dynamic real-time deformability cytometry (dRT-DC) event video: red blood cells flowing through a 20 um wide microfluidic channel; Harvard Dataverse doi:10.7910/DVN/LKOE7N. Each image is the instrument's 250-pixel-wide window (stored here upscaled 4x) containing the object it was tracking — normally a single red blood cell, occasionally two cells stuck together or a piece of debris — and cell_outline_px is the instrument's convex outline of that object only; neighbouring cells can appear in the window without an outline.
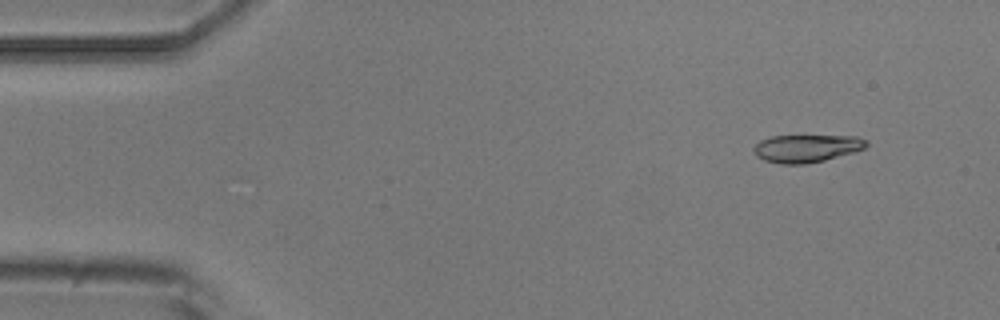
{"species": "common noctule bat (a hibernating species)", "species_latin": "Nyctalus noctula", "temperature_condition": "room temperature", "stored_images_in_passage": 4, "camera_frame_rate_fps": 3000, "um_per_image_px": 0.085, "animal": {"sex": "male", "body_mass_g": 20.5, "forearm_length_mm": 52.5}, "frame": {"image": 1, "passage_image": 1, "time_ms": 0.0, "image_size_px": [1000, 320], "cell_outline_px": [[868, 144], [864, 148], [852, 152], [824, 160], [804, 164], [780, 164], [764, 160], [756, 156], [752, 148], [760, 140], [772, 136], [856, 136], [868, 140]], "centroid_in_image_um": [68.53, 12.6], "position_along_channel_um": 16.5, "area_um2": 18.09}}
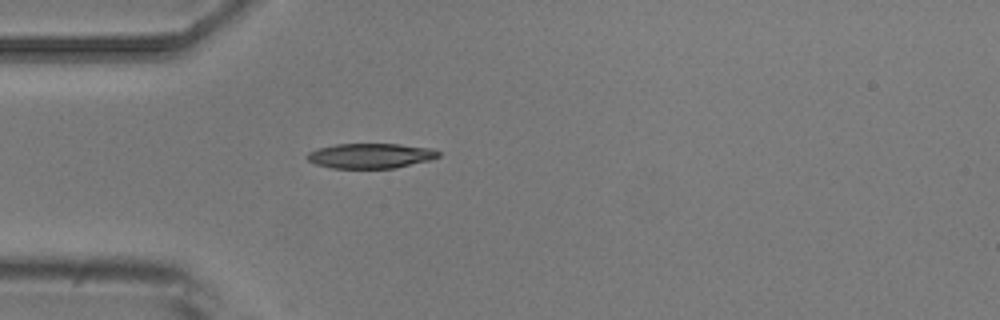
{"frame": {"image": 2, "passage_image": 4, "time_ms": 3.333, "image_size_px": [1000, 320], "cell_outline_px": [[440, 156], [432, 160], [396, 168], [332, 168], [316, 164], [308, 160], [304, 156], [308, 152], [316, 148], [336, 144], [400, 144], [432, 148], [440, 152]], "centroid_in_image_um": [31.51, 13.24], "position_along_channel_um": 53.5, "area_um2": 19.36}}